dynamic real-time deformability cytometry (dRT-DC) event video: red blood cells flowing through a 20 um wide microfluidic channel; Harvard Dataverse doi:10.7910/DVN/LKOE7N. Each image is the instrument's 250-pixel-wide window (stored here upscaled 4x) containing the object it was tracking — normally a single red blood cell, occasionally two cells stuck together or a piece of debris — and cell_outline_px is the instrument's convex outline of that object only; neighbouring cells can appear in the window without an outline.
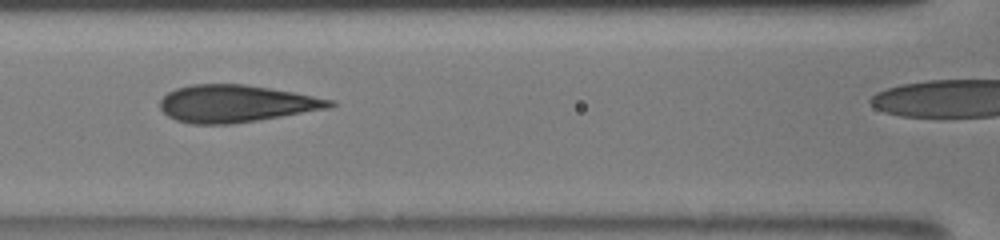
{"species": "human", "species_latin": "Homo sapiens", "temperature_condition": "room temperature", "stored_images_in_passage": 36, "camera_frame_rate_fps": 3000, "um_per_image_px": 0.085, "donor": {"sex": "male"}, "frame": {"image": 1, "passage_image": 17, "time_ms": 5.333, "image_size_px": [1000, 240], "cell_outline_px": [[336, 104], [332, 108], [232, 124], [192, 124], [176, 120], [168, 116], [160, 108], [160, 100], [168, 92], [176, 88], [192, 84], [244, 84], [292, 92], [336, 100]], "centroid_in_image_um": [20.07, 8.81], "position_along_channel_um": 146.5, "area_um2": 36.82}}
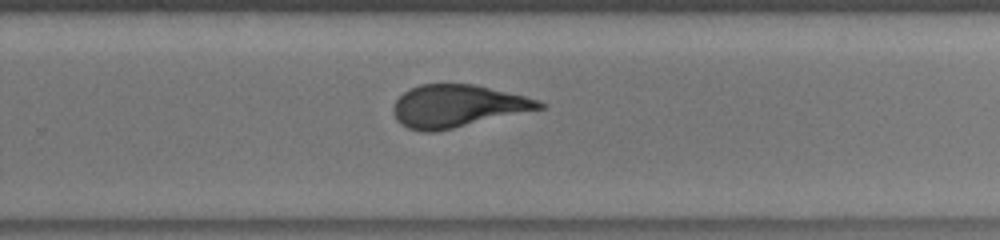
{"frame": {"image": 2, "passage_image": 28, "time_ms": 9.0, "image_size_px": [1000, 240], "cell_outline_px": [[548, 104], [544, 108], [436, 132], [420, 132], [408, 128], [400, 124], [396, 120], [392, 112], [392, 108], [396, 100], [404, 92], [420, 84], [476, 84], [540, 100]], "centroid_in_image_um": [38.87, 9.02], "position_along_channel_um": 290.9, "area_um2": 36.24}}
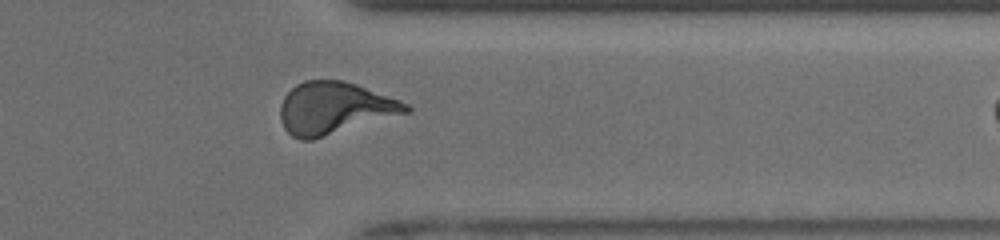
{"frame": {"image": 3, "passage_image": 35, "time_ms": 11.333, "image_size_px": [1000, 240], "cell_outline_px": [[412, 108], [408, 112], [312, 140], [300, 140], [292, 136], [284, 128], [280, 120], [280, 104], [284, 96], [296, 84], [304, 80], [344, 80], [356, 84], [400, 100], [408, 104]], "centroid_in_image_um": [28.39, 9.19], "position_along_channel_um": 383.0, "area_um2": 38.03}}